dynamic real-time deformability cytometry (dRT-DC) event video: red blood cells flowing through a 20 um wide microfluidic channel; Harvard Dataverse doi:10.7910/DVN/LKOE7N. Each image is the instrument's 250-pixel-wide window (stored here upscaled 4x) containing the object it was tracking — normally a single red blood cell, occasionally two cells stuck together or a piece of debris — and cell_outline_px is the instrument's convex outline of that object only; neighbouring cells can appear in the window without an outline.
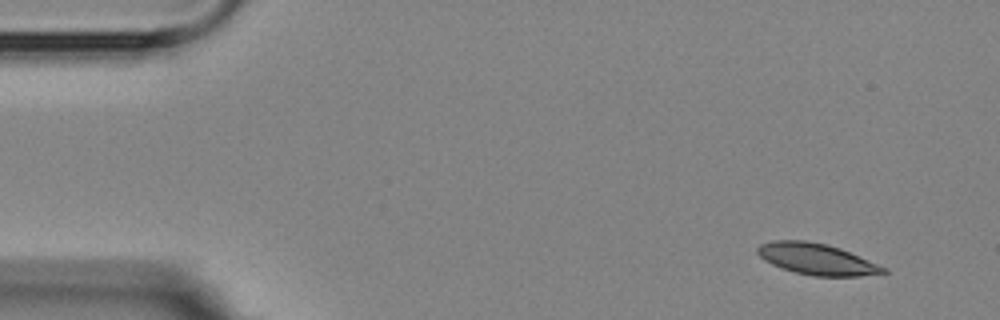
{"species": "Egyptian fruit bat (a non-hibernating species)", "species_latin": "Rousettus aegyptiacus", "temperature_condition": "room temperature", "stored_images_in_passage": 4, "camera_frame_rate_fps": 3000, "um_per_image_px": 0.085, "animal": {"sex": "female"}, "frame": {"image": 1, "passage_image": 1, "time_ms": 0.0, "image_size_px": [1000, 320], "cell_outline_px": [[888, 272], [860, 276], [812, 276], [796, 272], [772, 264], [764, 260], [756, 252], [756, 248], [760, 244], [772, 240], [804, 240], [828, 244], [840, 248], [888, 268]], "centroid_in_image_um": [69.42, 22.01], "position_along_channel_um": 15.6, "area_um2": 22.89}}
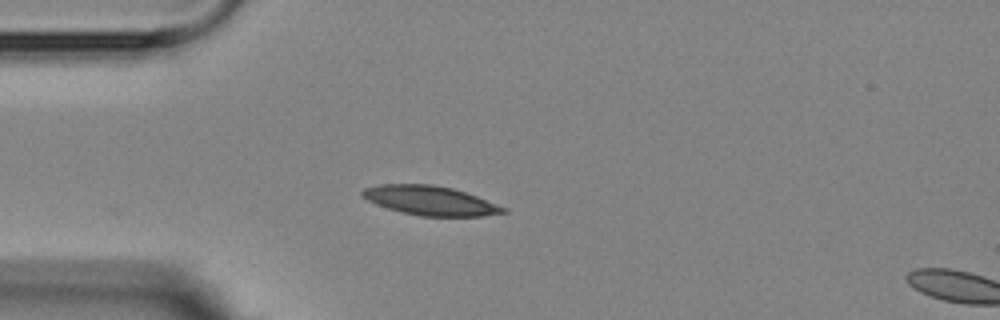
{"frame": {"image": 2, "passage_image": 4, "time_ms": 3.333, "image_size_px": [1000, 320], "cell_outline_px": [[508, 212], [484, 216], [420, 216], [400, 212], [376, 204], [360, 196], [360, 192], [364, 188], [380, 184], [432, 184], [452, 188], [476, 196], [508, 208]], "centroid_in_image_um": [36.56, 17.05], "position_along_channel_um": 48.4, "area_um2": 24.1}}